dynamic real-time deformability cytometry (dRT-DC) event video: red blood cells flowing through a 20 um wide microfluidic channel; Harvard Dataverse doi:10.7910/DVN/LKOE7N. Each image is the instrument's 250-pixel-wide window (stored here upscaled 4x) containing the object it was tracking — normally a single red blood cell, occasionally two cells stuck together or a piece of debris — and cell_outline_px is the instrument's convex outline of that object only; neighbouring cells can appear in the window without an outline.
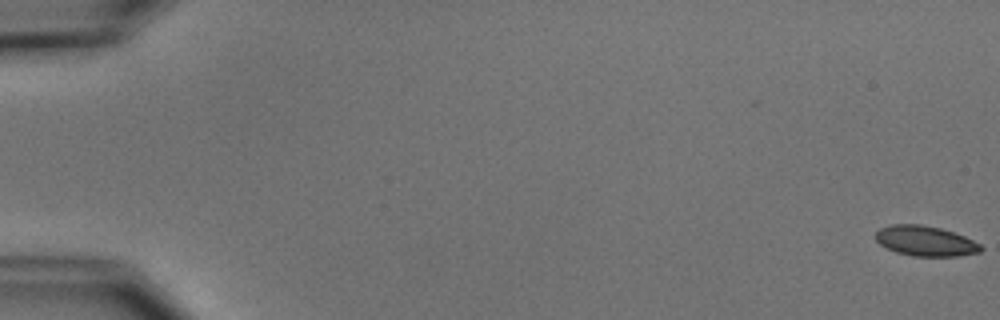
{"species": "common noctule bat (a hibernating species)", "species_latin": "Nyctalus noctula", "temperature_condition": "cold", "stored_images_in_passage": 55, "camera_frame_rate_fps": 3000, "um_per_image_px": 0.085, "animal": {"sex": "male", "body_mass_g": 15.6}, "frame": {"image": 1, "passage_image": 1, "time_ms": 0.0, "image_size_px": [1000, 320], "cell_outline_px": [[984, 248], [980, 252], [956, 256], [912, 256], [896, 252], [880, 244], [876, 240], [876, 232], [880, 228], [892, 224], [920, 224], [940, 228], [964, 236], [980, 244]], "centroid_in_image_um": [78.66, 20.48], "position_along_channel_um": 6.3, "area_um2": 18.38}}
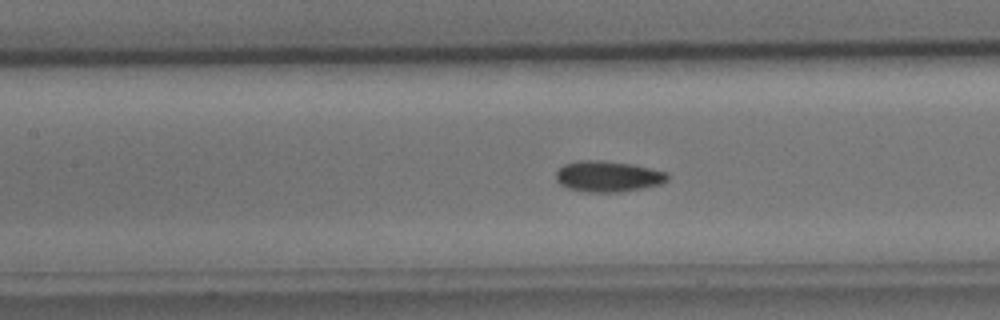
{"frame": {"image": 2, "passage_image": 26, "time_ms": 8.333, "image_size_px": [1000, 320], "cell_outline_px": [[668, 180], [660, 184], [644, 188], [620, 192], [584, 192], [568, 188], [560, 184], [556, 180], [556, 172], [564, 164], [580, 160], [600, 160], [632, 164], [668, 172]], "centroid_in_image_um": [51.68, 15.0], "position_along_channel_um": 155.7, "area_um2": 20.17}}
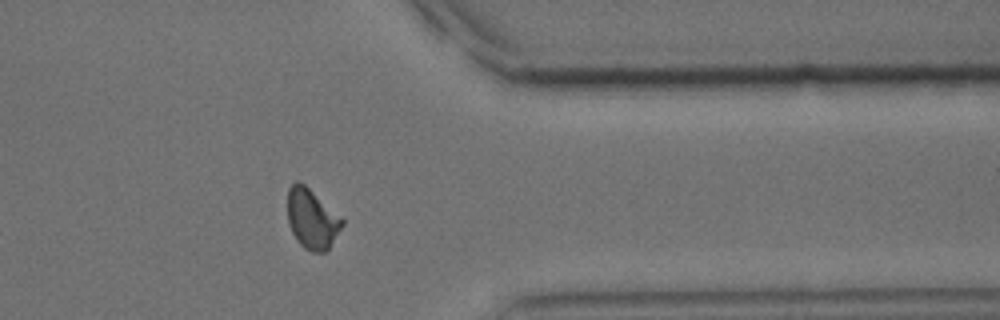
{"frame": {"image": 3, "passage_image": 45, "time_ms": 14.667, "image_size_px": [1000, 320], "cell_outline_px": [[344, 224], [328, 248], [324, 252], [312, 252], [304, 248], [296, 240], [288, 224], [288, 188], [296, 180], [300, 180], [344, 220]], "centroid_in_image_um": [26.49, 18.6], "position_along_channel_um": 384.9, "area_um2": 18.9}, "authors_computed_cell_mechanics": {"area_um2": 18.9006, "velocity_mm_per_s": 3.7596, "shape_relaxation_time_tau1_ms": 3.762, "shape_relaxation_time_tau2_ms": 3.364, "deformation_change_tau1": 0.089, "deformation_change_tau2": 0.0621}}